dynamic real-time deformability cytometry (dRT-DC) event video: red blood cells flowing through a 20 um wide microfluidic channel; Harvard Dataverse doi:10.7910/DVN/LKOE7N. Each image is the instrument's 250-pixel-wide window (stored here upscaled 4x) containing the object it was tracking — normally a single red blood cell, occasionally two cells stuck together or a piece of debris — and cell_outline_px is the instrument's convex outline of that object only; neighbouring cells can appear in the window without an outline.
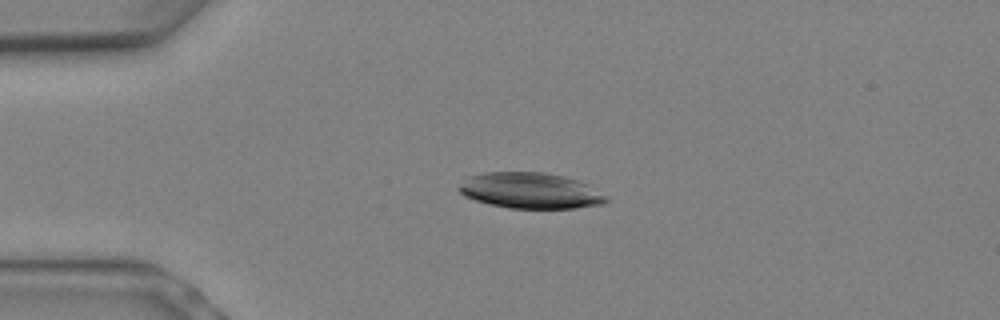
{"species": "Egyptian fruit bat (a non-hibernating species)", "species_latin": "Rousettus aegyptiacus", "temperature_condition": "warm", "stored_images_in_passage": 7, "camera_frame_rate_fps": 3000, "um_per_image_px": 0.085, "animal": {"sex": "female"}, "frame": {"image": 1, "passage_image": 3, "time_ms": 0.667, "image_size_px": [1000, 320], "cell_outline_px": [[608, 200], [604, 204], [576, 208], [508, 208], [488, 204], [464, 196], [456, 188], [468, 176], [484, 172], [544, 172], [576, 180], [588, 184], [608, 196]], "centroid_in_image_um": [45.07, 16.21], "position_along_channel_um": 39.9, "area_um2": 30.87}}
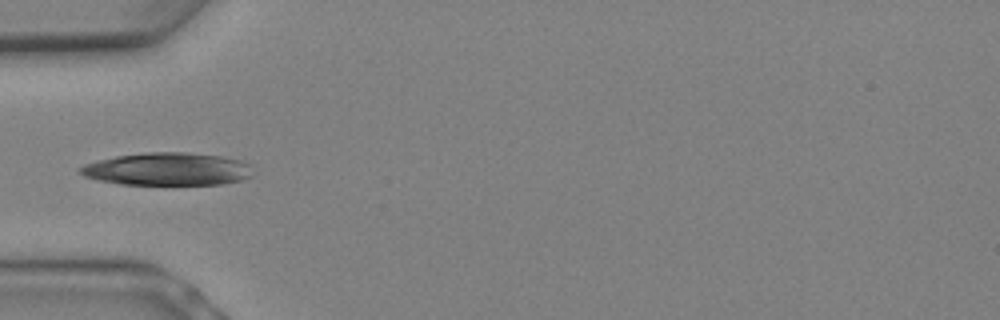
{"frame": {"image": 2, "passage_image": 5, "time_ms": 1.333, "image_size_px": [1000, 320], "cell_outline_px": [[252, 176], [240, 180], [224, 184], [120, 184], [100, 180], [84, 176], [80, 172], [80, 168], [84, 164], [116, 156], [148, 152], [184, 152], [220, 156], [240, 160], [252, 164]], "centroid_in_image_um": [14.28, 14.37], "position_along_channel_um": 70.7, "area_um2": 32.77}}